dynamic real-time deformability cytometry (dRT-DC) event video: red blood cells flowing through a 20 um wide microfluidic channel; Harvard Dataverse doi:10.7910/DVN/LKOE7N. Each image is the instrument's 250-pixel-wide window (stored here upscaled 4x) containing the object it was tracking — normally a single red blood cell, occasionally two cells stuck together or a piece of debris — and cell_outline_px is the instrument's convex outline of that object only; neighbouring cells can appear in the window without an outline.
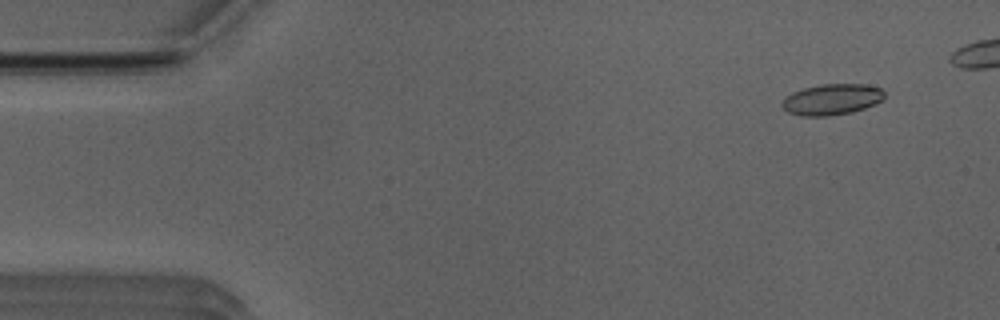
{"species": "Egyptian fruit bat (a non-hibernating species)", "species_latin": "Rousettus aegyptiacus", "temperature_condition": "room temperature", "stored_images_in_passage": 38, "camera_frame_rate_fps": 3000, "um_per_image_px": 0.085, "animal": {"sex": "male"}, "frame": {"image": 1, "passage_image": 4, "time_ms": 1.0, "image_size_px": [1000, 320], "cell_outline_px": [[884, 96], [876, 104], [852, 112], [828, 116], [800, 116], [788, 112], [780, 104], [792, 92], [804, 88], [820, 84], [864, 84], [880, 88], [884, 92]], "centroid_in_image_um": [70.7, 8.45], "position_along_channel_um": 14.3, "area_um2": 18.38}}
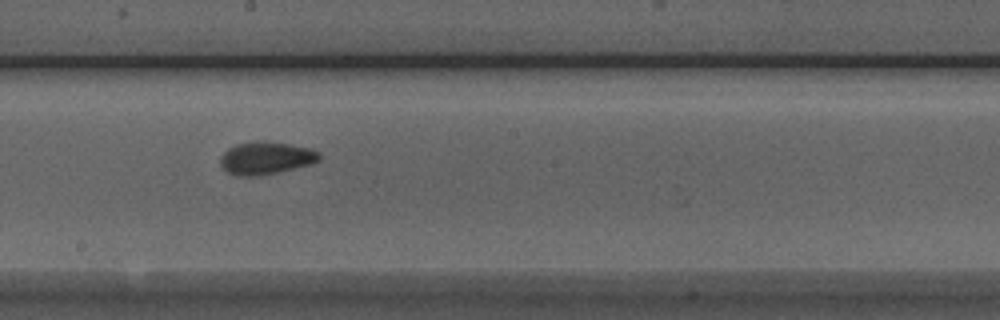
{"frame": {"image": 2, "passage_image": 28, "time_ms": 9.0, "image_size_px": [1000, 320], "cell_outline_px": [[320, 160], [312, 164], [260, 176], [236, 176], [228, 172], [220, 164], [220, 156], [228, 148], [236, 144], [256, 140], [288, 144], [312, 148], [320, 152]], "centroid_in_image_um": [22.61, 13.43], "position_along_channel_um": 225.6, "area_um2": 18.96}}
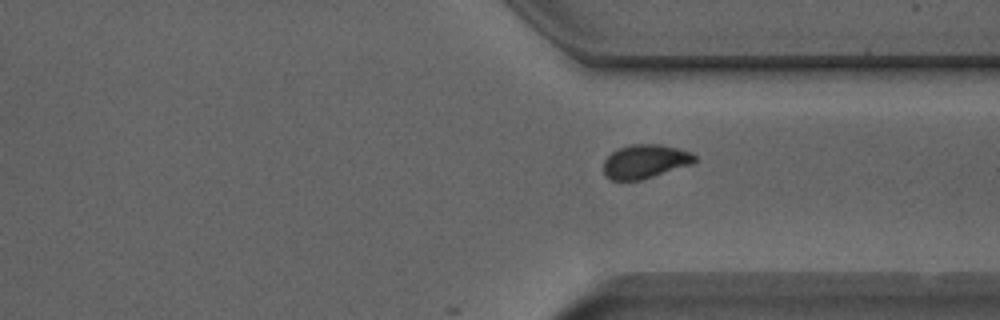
{"frame": {"image": 3, "passage_image": 38, "time_ms": 12.333, "image_size_px": [1000, 320], "cell_outline_px": [[696, 160], [692, 164], [640, 180], [612, 180], [604, 176], [604, 160], [612, 152], [620, 148], [632, 144], [660, 144], [692, 152], [696, 156]], "centroid_in_image_um": [54.83, 13.72], "position_along_channel_um": 356.6, "area_um2": 17.86}}